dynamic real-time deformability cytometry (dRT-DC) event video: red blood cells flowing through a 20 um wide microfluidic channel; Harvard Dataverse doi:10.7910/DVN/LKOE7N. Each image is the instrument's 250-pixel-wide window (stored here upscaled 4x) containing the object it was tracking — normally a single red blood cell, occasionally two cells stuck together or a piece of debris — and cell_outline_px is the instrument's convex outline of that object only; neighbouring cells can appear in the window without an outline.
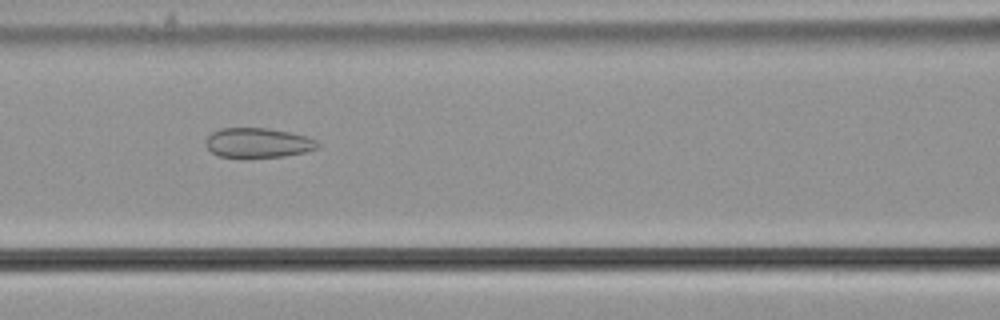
{"species": "common noctule bat (a hibernating species)", "species_latin": "Nyctalus noctula", "temperature_condition": "cold", "stored_images_in_passage": 51, "camera_frame_rate_fps": 3000, "um_per_image_px": 0.085, "animal": {"sex": "male", "body_mass_g": 21.5, "forearm_length_mm": 52.0}, "frame": {"image": 1, "passage_image": 20, "time_ms": 6.333, "image_size_px": [1000, 320], "cell_outline_px": [[320, 144], [316, 148], [304, 152], [284, 156], [216, 156], [204, 144], [208, 136], [212, 132], [220, 128], [268, 128], [308, 136], [316, 140]], "centroid_in_image_um": [21.92, 12.11], "position_along_channel_um": 144.7, "area_um2": 19.07}}
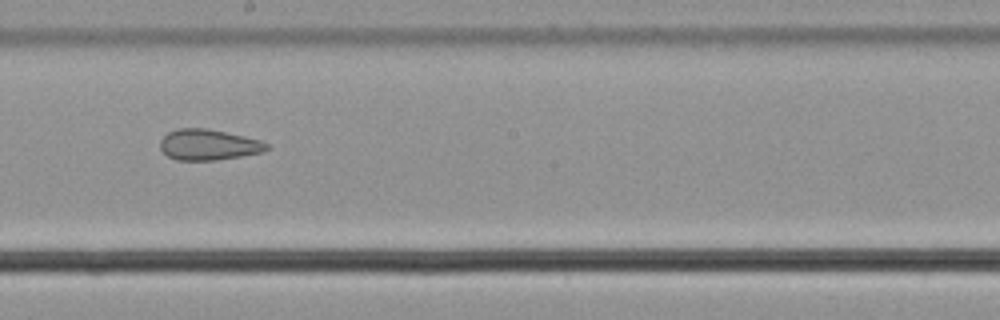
{"frame": {"image": 2, "passage_image": 27, "time_ms": 8.667, "image_size_px": [1000, 320], "cell_outline_px": [[268, 148], [264, 152], [216, 160], [176, 160], [168, 156], [160, 148], [160, 140], [168, 132], [176, 128], [208, 128], [244, 136], [260, 140], [268, 144]], "centroid_in_image_um": [17.7, 12.29], "position_along_channel_um": 230.5, "area_um2": 19.13}}
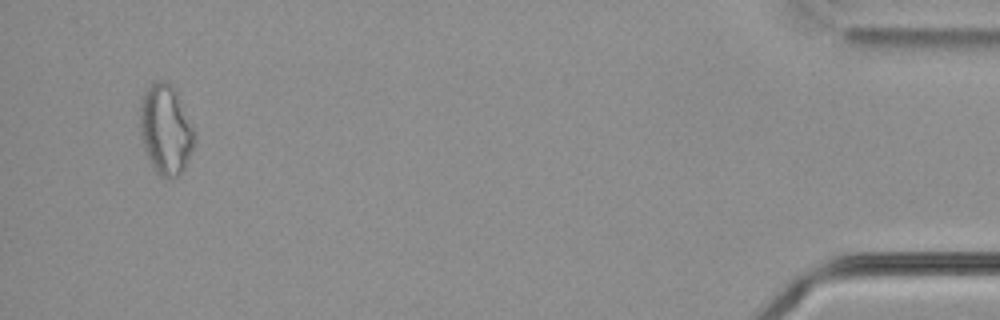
{"frame": {"image": 3, "passage_image": 49, "time_ms": 16.0, "image_size_px": [1000, 320], "cell_outline_px": [[196, 136], [192, 148], [184, 168], [176, 176], [160, 176], [156, 172], [148, 156], [140, 136], [140, 104], [144, 92], [156, 80], [168, 80], [172, 84], [196, 132]], "centroid_in_image_um": [14.08, 10.96], "position_along_channel_um": 421.1, "area_um2": 28.15}, "authors_computed_cell_mechanics": {"area_um2": 23.5824, "velocity_mm_per_s": 3.6922, "shape_relaxation_time_tau1_ms": null, "shape_relaxation_time_tau2_ms": 3.7559, "deformation_change_tau1": null, "deformation_change_tau2": 0.105}}